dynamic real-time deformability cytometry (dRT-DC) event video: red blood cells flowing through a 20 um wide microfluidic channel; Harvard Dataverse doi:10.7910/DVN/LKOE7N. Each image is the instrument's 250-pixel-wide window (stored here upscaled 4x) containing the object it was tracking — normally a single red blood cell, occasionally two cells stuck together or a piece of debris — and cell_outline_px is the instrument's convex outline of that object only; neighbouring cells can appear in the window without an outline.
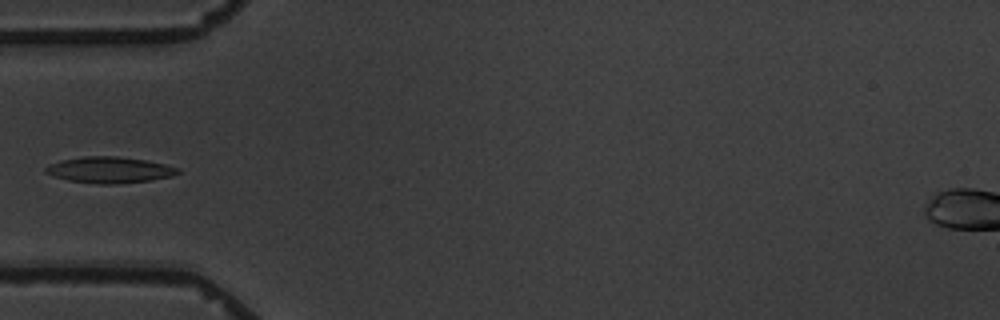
{"species": "common noctule bat (a hibernating species)", "species_latin": "Nyctalus noctula", "temperature_condition": "warm", "stored_images_in_passage": 10, "camera_frame_rate_fps": 3000, "um_per_image_px": 0.085, "animal": {"sex": "male", "body_mass_g": 19.5, "forearm_length_mm": 54.6}, "frame": {"image": 1, "passage_image": 5, "time_ms": 4.667, "image_size_px": [1000, 320], "cell_outline_px": [[180, 172], [172, 176], [152, 180], [116, 184], [96, 184], [68, 180], [44, 172], [44, 168], [48, 164], [60, 160], [84, 156], [116, 156], [144, 160], [164, 164], [180, 168]], "centroid_in_image_um": [9.3, 14.44], "position_along_channel_um": 75.7, "area_um2": 20.17}}
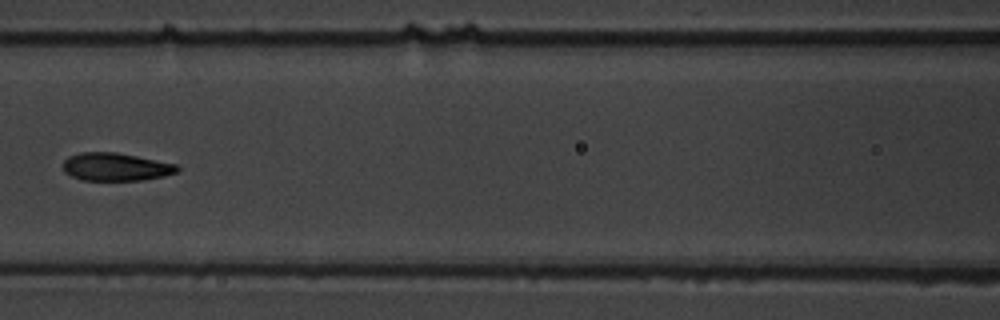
{"frame": {"image": 2, "passage_image": 7, "time_ms": 7.0, "image_size_px": [1000, 320], "cell_outline_px": [[180, 172], [164, 176], [140, 180], [84, 180], [72, 176], [64, 172], [64, 160], [68, 156], [80, 152], [116, 152], [176, 164], [180, 168]], "centroid_in_image_um": [9.85, 14.18], "position_along_channel_um": 156.7, "area_um2": 18.55}}
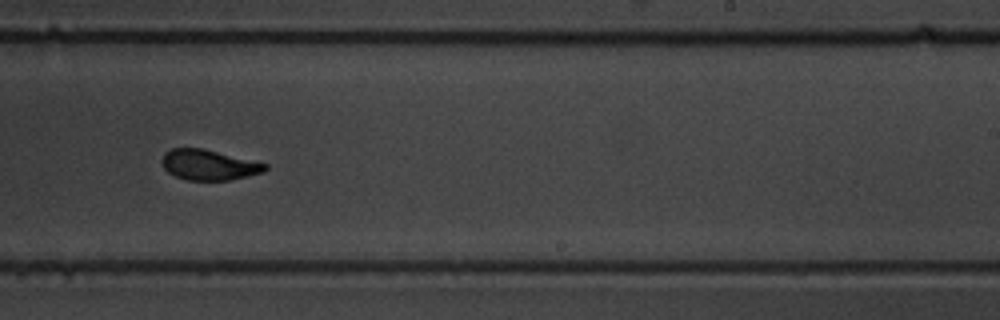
{"frame": {"image": 3, "passage_image": 10, "time_ms": 10.333, "image_size_px": [1000, 320], "cell_outline_px": [[268, 168], [264, 172], [248, 176], [228, 180], [188, 180], [176, 176], [168, 172], [164, 168], [160, 160], [164, 152], [172, 148], [204, 148], [268, 164]], "centroid_in_image_um": [17.74, 14.0], "position_along_channel_um": 271.3, "area_um2": 18.38}}